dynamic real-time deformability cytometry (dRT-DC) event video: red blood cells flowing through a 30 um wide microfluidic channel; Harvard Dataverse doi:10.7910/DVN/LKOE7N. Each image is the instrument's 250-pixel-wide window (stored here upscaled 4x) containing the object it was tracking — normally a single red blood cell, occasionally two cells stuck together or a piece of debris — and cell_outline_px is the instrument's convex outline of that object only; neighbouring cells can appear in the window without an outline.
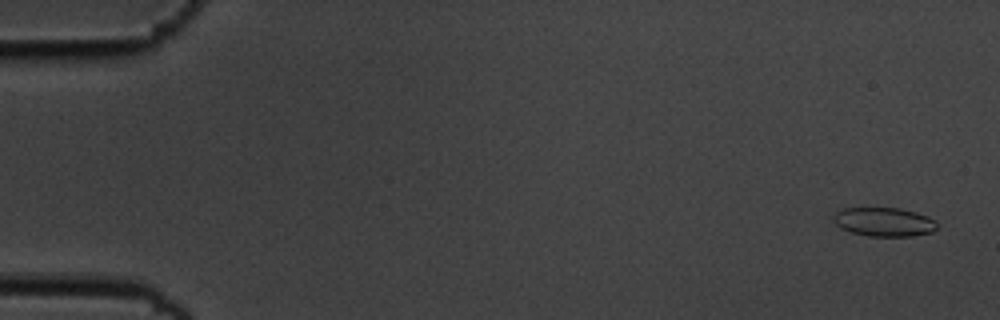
{"species": "common noctule bat (a hibernating species)", "species_latin": "Nyctalus noctula", "temperature_condition": "cold", "stored_images_in_passage": 5, "camera_frame_rate_fps": 3000, "um_per_image_px": 0.085, "animal": {"sex": "male", "body_mass_g": 19.5, "forearm_length_mm": 54.6}, "frame": {"image": 1, "passage_image": 1, "time_ms": 0.0, "image_size_px": [1000, 320], "cell_outline_px": [[936, 228], [932, 232], [912, 236], [868, 236], [852, 232], [840, 228], [832, 220], [832, 216], [836, 212], [844, 208], [900, 208], [916, 212], [928, 216], [936, 220]], "centroid_in_image_um": [75.14, 18.86], "position_along_channel_um": 9.9, "area_um2": 17.51}}